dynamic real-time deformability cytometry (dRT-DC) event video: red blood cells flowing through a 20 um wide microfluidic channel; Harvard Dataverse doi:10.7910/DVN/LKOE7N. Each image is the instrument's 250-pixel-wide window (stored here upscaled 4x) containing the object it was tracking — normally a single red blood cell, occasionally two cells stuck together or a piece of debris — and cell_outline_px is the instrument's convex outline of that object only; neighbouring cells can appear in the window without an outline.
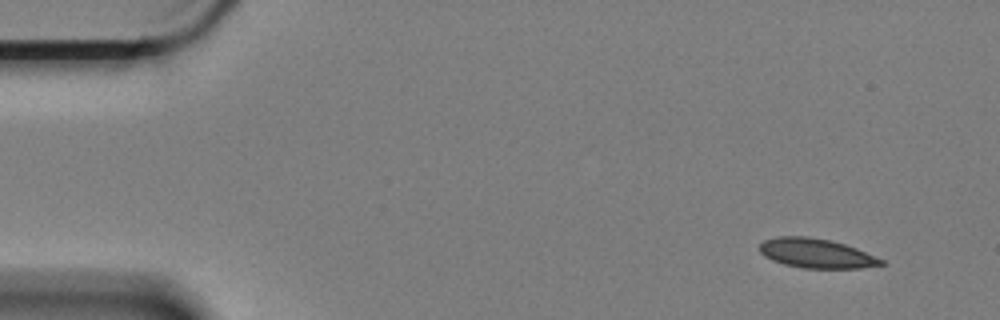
{"species": "Egyptian fruit bat (a non-hibernating species)", "species_latin": "Rousettus aegyptiacus", "temperature_condition": "cold", "stored_images_in_passage": 10, "camera_frame_rate_fps": 3000, "um_per_image_px": 0.085, "animal": {"sex": "female"}, "frame": {"image": 1, "passage_image": 1, "time_ms": 0.0, "image_size_px": [1000, 320], "cell_outline_px": [[888, 264], [860, 268], [800, 268], [784, 264], [772, 260], [764, 256], [760, 252], [760, 244], [764, 240], [776, 236], [808, 236], [832, 240], [856, 248], [884, 260]], "centroid_in_image_um": [69.38, 21.53], "position_along_channel_um": 15.6, "area_um2": 20.98}}